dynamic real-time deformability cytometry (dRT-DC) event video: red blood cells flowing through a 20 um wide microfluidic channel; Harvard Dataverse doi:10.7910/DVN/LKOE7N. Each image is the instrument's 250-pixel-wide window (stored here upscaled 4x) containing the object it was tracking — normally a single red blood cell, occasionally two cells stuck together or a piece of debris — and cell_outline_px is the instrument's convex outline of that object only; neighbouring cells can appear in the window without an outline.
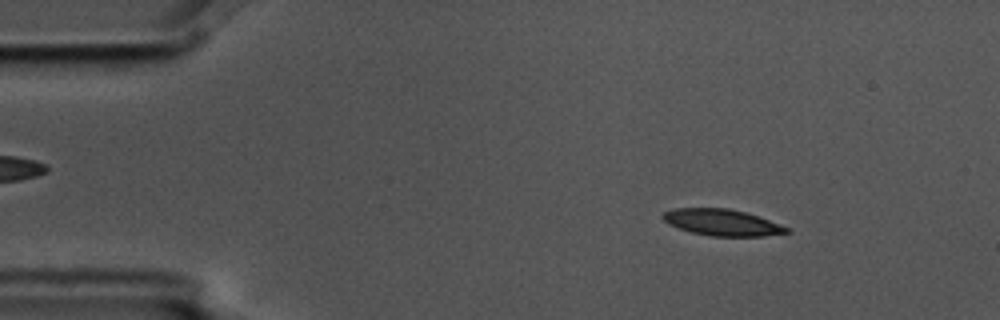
{"species": "common noctule bat (a hibernating species)", "species_latin": "Nyctalus noctula", "temperature_condition": "cold", "stored_images_in_passage": 3, "camera_frame_rate_fps": 3000, "um_per_image_px": 0.085, "animal": {"sex": "male", "body_mass_g": 17.5, "forearm_length_mm": 52.3}, "frame": {"image": 1, "passage_image": 1, "time_ms": 0.0, "image_size_px": [1000, 320], "cell_outline_px": [[792, 232], [764, 236], [708, 236], [692, 232], [668, 224], [660, 216], [664, 212], [676, 208], [728, 208], [744, 212], [768, 220], [788, 228]], "centroid_in_image_um": [61.34, 18.91], "position_along_channel_um": 23.7, "area_um2": 18.84}}